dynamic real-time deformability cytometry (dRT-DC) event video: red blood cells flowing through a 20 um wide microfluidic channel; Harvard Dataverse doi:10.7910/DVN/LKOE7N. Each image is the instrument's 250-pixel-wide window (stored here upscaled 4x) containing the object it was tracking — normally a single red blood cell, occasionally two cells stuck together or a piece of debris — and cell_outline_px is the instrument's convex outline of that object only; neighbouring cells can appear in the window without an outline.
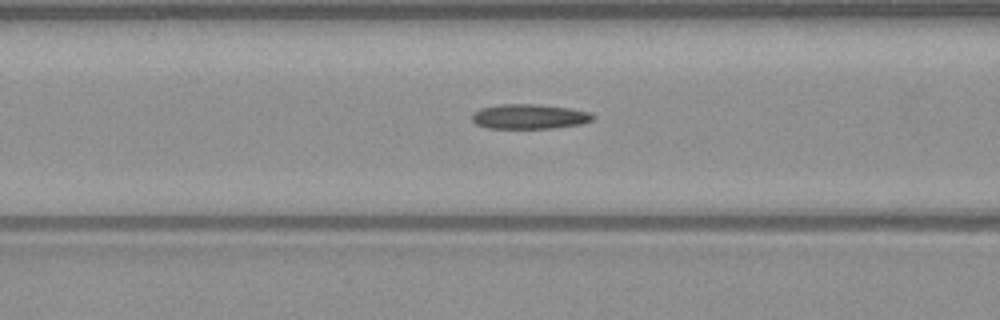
{"species": "common noctule bat (a hibernating species)", "species_latin": "Nyctalus noctula", "temperature_condition": "warm", "stored_images_in_passage": 50, "camera_frame_rate_fps": 3000, "um_per_image_px": 0.085, "animal": {"sex": "male", "body_mass_g": 23.1, "forearm_length_mm": 52.7}, "frame": {"image": 1, "passage_image": 20, "time_ms": 6.333, "image_size_px": [1000, 320], "cell_outline_px": [[596, 116], [592, 120], [580, 124], [552, 128], [488, 128], [476, 124], [472, 120], [472, 112], [480, 108], [500, 104], [536, 104], [572, 108], [588, 112]], "centroid_in_image_um": [44.97, 9.9], "position_along_channel_um": 121.6, "area_um2": 17.51}}
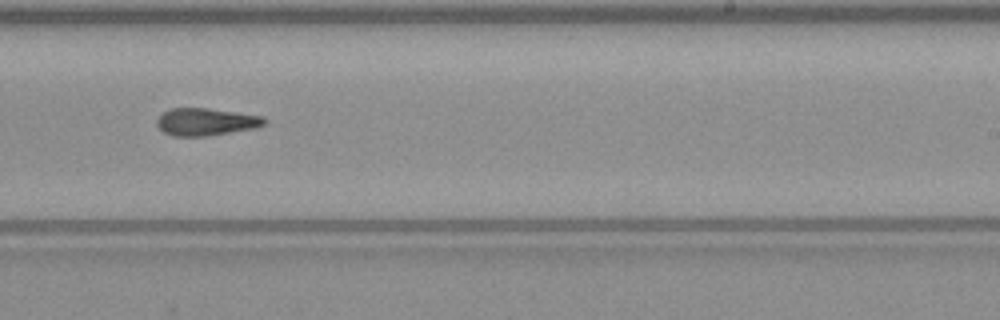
{"frame": {"image": 2, "passage_image": 31, "time_ms": 10.0, "image_size_px": [1000, 320], "cell_outline_px": [[268, 120], [264, 124], [256, 128], [204, 136], [172, 136], [164, 132], [156, 124], [156, 120], [164, 112], [172, 108], [208, 108], [260, 116]], "centroid_in_image_um": [17.48, 10.36], "position_along_channel_um": 271.5, "area_um2": 16.94}}
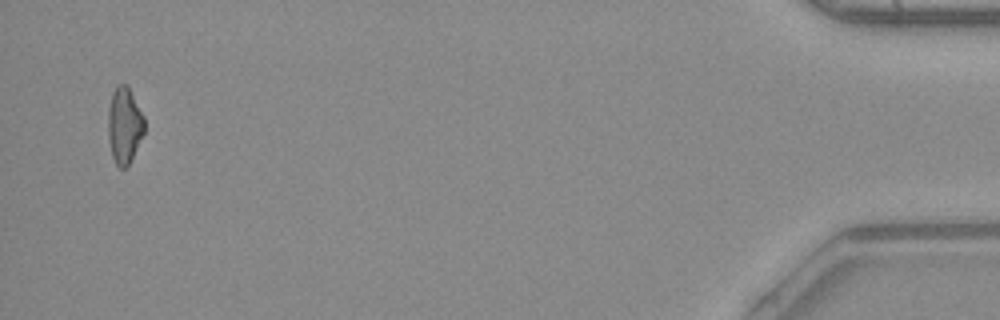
{"frame": {"image": 3, "passage_image": 49, "time_ms": 16.0, "image_size_px": [1000, 320], "cell_outline_px": [[144, 132], [128, 164], [124, 168], [120, 168], [116, 164], [112, 156], [108, 140], [108, 112], [112, 92], [116, 84], [128, 84], [144, 116]], "centroid_in_image_um": [10.56, 10.6], "position_along_channel_um": 424.6, "area_um2": 16.13}, "authors_computed_cell_mechanics": {"area_um2": 17.1666, "velocity_mm_per_s": 4.0993, "shape_relaxation_time_tau1_ms": null, "shape_relaxation_time_tau2_ms": 6.7712, "deformation_change_tau1": null, "deformation_change_tau2": 0.1862}}